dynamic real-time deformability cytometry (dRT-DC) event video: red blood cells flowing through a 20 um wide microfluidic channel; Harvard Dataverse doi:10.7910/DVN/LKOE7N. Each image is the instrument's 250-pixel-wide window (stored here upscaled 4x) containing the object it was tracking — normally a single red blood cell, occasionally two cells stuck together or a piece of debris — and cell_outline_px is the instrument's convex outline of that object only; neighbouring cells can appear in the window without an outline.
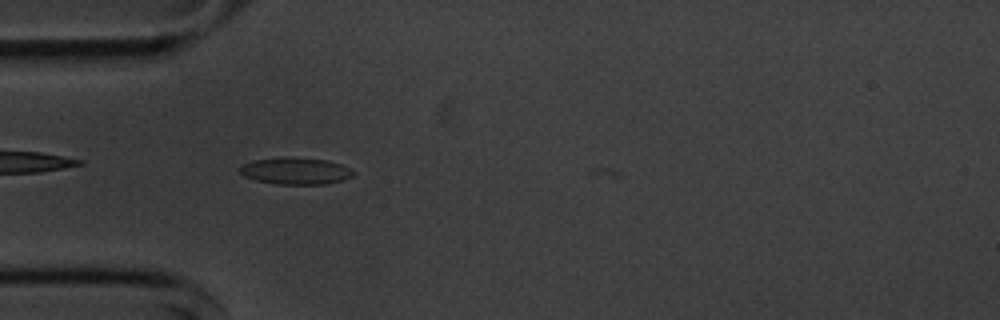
{"species": "common noctule bat (a hibernating species)", "species_latin": "Nyctalus noctula", "temperature_condition": "cold", "stored_images_in_passage": 4, "camera_frame_rate_fps": 3000, "um_per_image_px": 0.085, "animal": {"sex": "male", "body_mass_g": 20.1, "forearm_length_mm": 53.5}, "frame": {"image": 1, "passage_image": 1, "time_ms": 0.0, "image_size_px": [1000, 320], "cell_outline_px": [[356, 172], [352, 176], [344, 180], [328, 184], [276, 184], [256, 180], [244, 176], [240, 172], [240, 168], [244, 164], [252, 160], [280, 156], [284, 156], [328, 160], [352, 168]], "centroid_in_image_um": [25.16, 14.52], "position_along_channel_um": 59.8, "area_um2": 18.03}}